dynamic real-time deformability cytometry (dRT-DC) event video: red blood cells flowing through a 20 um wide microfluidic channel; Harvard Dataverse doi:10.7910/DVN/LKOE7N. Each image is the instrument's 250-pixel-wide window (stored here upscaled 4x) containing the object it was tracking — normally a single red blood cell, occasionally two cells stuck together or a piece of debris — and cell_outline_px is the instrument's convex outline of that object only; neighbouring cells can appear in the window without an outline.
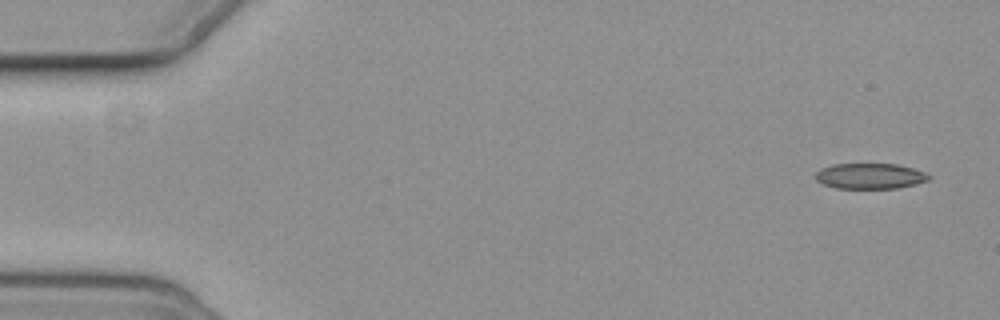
{"species": "common noctule bat (a hibernating species)", "species_latin": "Nyctalus noctula", "temperature_condition": "cold", "stored_images_in_passage": 4, "camera_frame_rate_fps": 3000, "um_per_image_px": 0.085, "animal": {"sex": "female", "body_mass_g": 19.3, "forearm_length_mm": 54.1}, "frame": {"image": 1, "passage_image": 1, "time_ms": 0.0, "image_size_px": [1000, 320], "cell_outline_px": [[932, 176], [928, 180], [916, 184], [896, 188], [836, 188], [824, 184], [816, 180], [816, 172], [820, 168], [832, 164], [896, 164], [912, 168], [924, 172]], "centroid_in_image_um": [73.94, 14.96], "position_along_channel_um": 11.1, "area_um2": 16.82}}
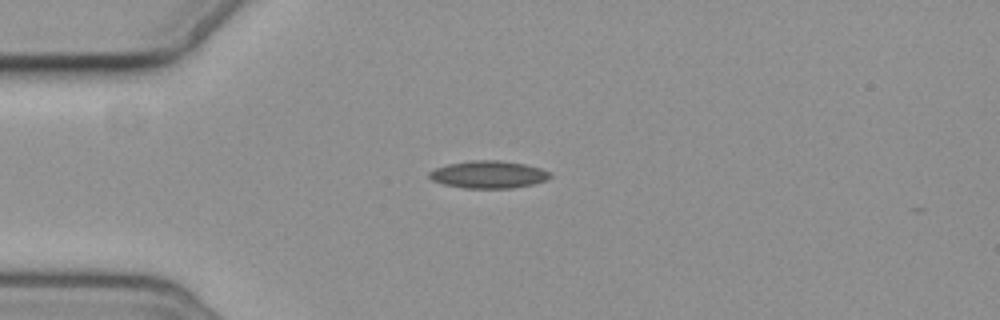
{"frame": {"image": 2, "passage_image": 4, "time_ms": 4.0, "image_size_px": [1000, 320], "cell_outline_px": [[552, 176], [544, 180], [532, 184], [512, 188], [464, 188], [444, 184], [432, 180], [428, 176], [428, 172], [436, 168], [448, 164], [468, 160], [500, 160], [524, 164], [540, 168], [552, 172]], "centroid_in_image_um": [41.51, 14.82], "position_along_channel_um": 43.5, "area_um2": 19.31}}